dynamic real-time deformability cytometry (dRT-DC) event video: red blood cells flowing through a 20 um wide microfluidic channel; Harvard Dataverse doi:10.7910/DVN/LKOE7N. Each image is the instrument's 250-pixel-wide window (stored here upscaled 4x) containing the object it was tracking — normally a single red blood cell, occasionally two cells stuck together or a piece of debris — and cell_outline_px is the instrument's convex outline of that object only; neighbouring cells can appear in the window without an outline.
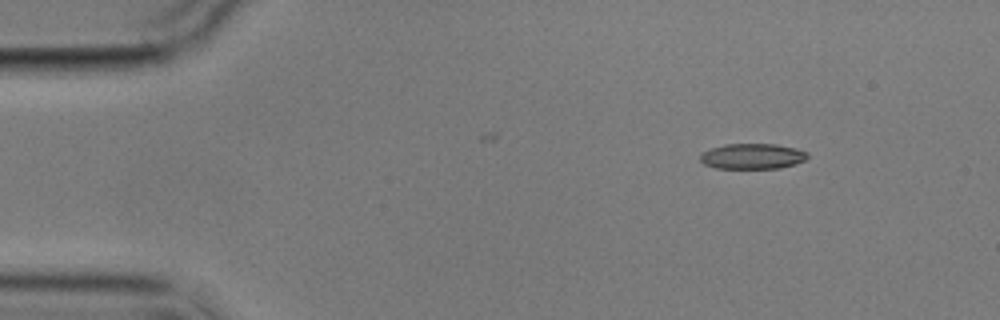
{"species": "common noctule bat (a hibernating species)", "species_latin": "Nyctalus noctula", "temperature_condition": "cold", "stored_images_in_passage": 4, "camera_frame_rate_fps": 3000, "um_per_image_px": 0.085, "animal": {"sex": "male", "body_mass_g": 17.9}, "frame": {"image": 1, "passage_image": 1, "time_ms": 0.0, "image_size_px": [1000, 320], "cell_outline_px": [[808, 156], [804, 160], [796, 164], [780, 168], [716, 168], [704, 164], [700, 160], [700, 152], [724, 144], [776, 144], [796, 148], [808, 152]], "centroid_in_image_um": [63.95, 13.28], "position_along_channel_um": 21.0, "area_um2": 16.01}}